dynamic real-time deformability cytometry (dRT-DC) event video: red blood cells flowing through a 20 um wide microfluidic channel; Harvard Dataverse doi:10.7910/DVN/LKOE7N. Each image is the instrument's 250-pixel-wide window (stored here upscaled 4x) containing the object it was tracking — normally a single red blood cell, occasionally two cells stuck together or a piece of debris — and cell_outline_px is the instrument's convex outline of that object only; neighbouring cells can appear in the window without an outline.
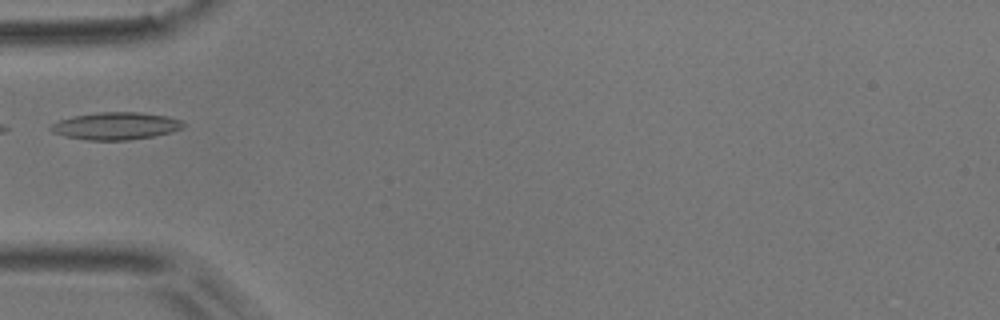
{"species": "common noctule bat (a hibernating species)", "species_latin": "Nyctalus noctula", "temperature_condition": "room temperature", "stored_images_in_passage": 3, "camera_frame_rate_fps": 3000, "um_per_image_px": 0.085, "animal": {"sex": "male", "body_mass_g": 17.9}, "frame": {"image": 1, "passage_image": 3, "time_ms": 0.667, "image_size_px": [1000, 320], "cell_outline_px": [[184, 128], [172, 132], [152, 136], [128, 140], [88, 140], [68, 136], [52, 132], [48, 128], [52, 124], [60, 120], [72, 116], [96, 112], [140, 112], [168, 116], [180, 120], [184, 124]], "centroid_in_image_um": [9.86, 10.69], "position_along_channel_um": 75.1, "area_um2": 21.1}}